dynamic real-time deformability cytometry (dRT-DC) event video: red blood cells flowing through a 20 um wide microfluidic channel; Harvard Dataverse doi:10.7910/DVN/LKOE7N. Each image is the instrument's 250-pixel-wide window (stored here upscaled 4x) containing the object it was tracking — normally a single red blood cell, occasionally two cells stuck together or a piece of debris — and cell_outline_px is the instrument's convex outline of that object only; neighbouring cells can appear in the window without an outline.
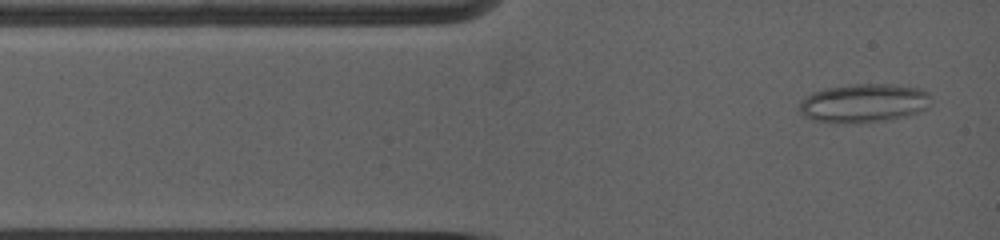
{"species": "common noctule bat (a hibernating species)", "species_latin": "Nyctalus noctula", "temperature_condition": "warm", "stored_images_in_passage": 31, "camera_frame_rate_fps": 5000, "um_per_image_px": 0.085, "animal": {"sex": "female", "body_mass_g": 19.0, "forearm_length_mm": 53.3}, "frame": {"image": 1, "passage_image": 2, "time_ms": 0.2, "image_size_px": [1000, 240], "cell_outline_px": [[928, 108], [904, 116], [880, 120], [812, 120], [804, 116], [796, 108], [800, 100], [812, 92], [824, 88], [856, 84], [892, 84], [920, 88], [928, 92]], "centroid_in_image_um": [73.38, 8.7], "position_along_channel_um": 11.6, "area_um2": 28.67}}
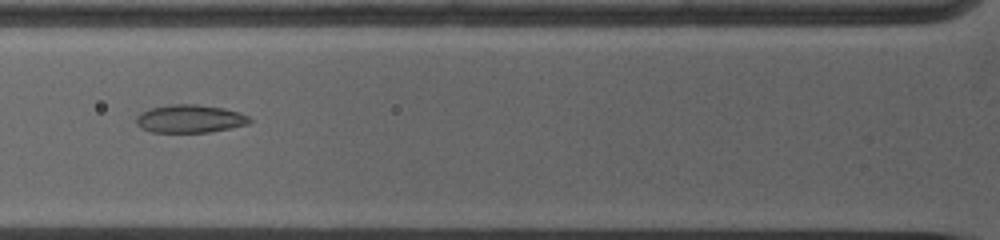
{"frame": {"image": 2, "passage_image": 22, "time_ms": 3.6, "image_size_px": [1000, 240], "cell_outline_px": [[252, 120], [248, 124], [208, 132], [152, 132], [140, 128], [136, 124], [136, 116], [140, 112], [148, 108], [172, 104], [196, 104], [224, 108], [240, 112], [248, 116]], "centroid_in_image_um": [16.1, 10.08], "position_along_channel_um": 109.7, "area_um2": 18.61}}
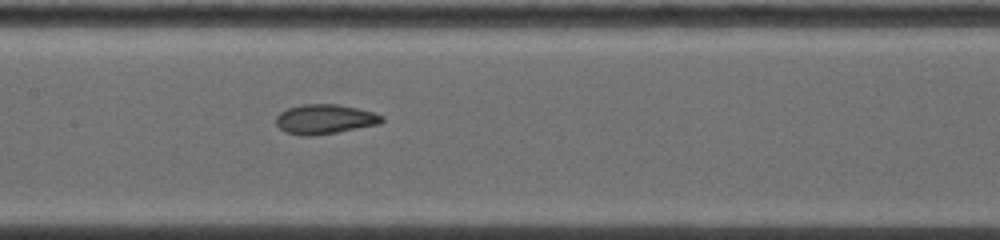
{"frame": {"image": 3, "passage_image": 31, "time_ms": 5.4, "image_size_px": [1000, 240], "cell_outline_px": [[384, 120], [380, 124], [336, 132], [312, 136], [304, 136], [284, 132], [276, 124], [276, 116], [280, 112], [288, 108], [304, 104], [336, 104], [356, 108], [372, 112], [384, 116]], "centroid_in_image_um": [27.59, 10.13], "position_along_channel_um": 179.8, "area_um2": 18.21}}